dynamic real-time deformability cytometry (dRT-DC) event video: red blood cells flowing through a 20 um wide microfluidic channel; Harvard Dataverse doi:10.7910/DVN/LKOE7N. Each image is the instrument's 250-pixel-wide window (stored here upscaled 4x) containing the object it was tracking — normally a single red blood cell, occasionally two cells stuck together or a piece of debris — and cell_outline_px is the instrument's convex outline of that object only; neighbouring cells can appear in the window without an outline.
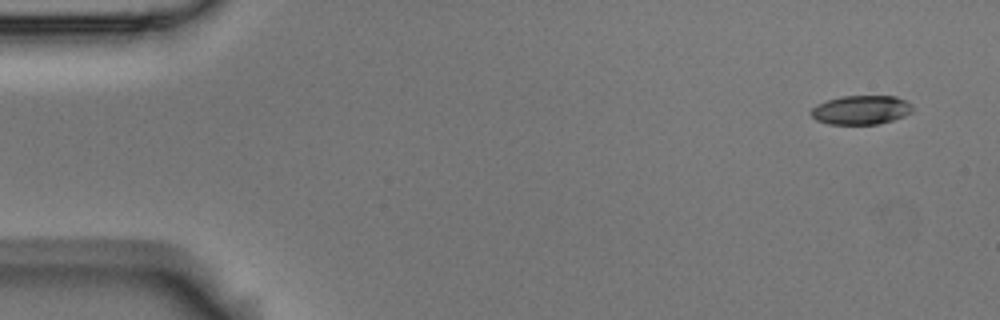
{"species": "Egyptian fruit bat (a non-hibernating species)", "species_latin": "Rousettus aegyptiacus", "temperature_condition": "room temperature", "stored_images_in_passage": 5, "camera_frame_rate_fps": 3000, "um_per_image_px": 0.085, "animal": {"sex": "male"}, "frame": {"image": 1, "passage_image": 1, "time_ms": 0.0, "image_size_px": [1000, 320], "cell_outline_px": [[912, 112], [904, 116], [892, 120], [876, 124], [828, 124], [816, 120], [812, 116], [812, 108], [828, 100], [840, 96], [896, 96], [912, 104]], "centroid_in_image_um": [73.21, 9.34], "position_along_channel_um": 11.8, "area_um2": 16.99}}
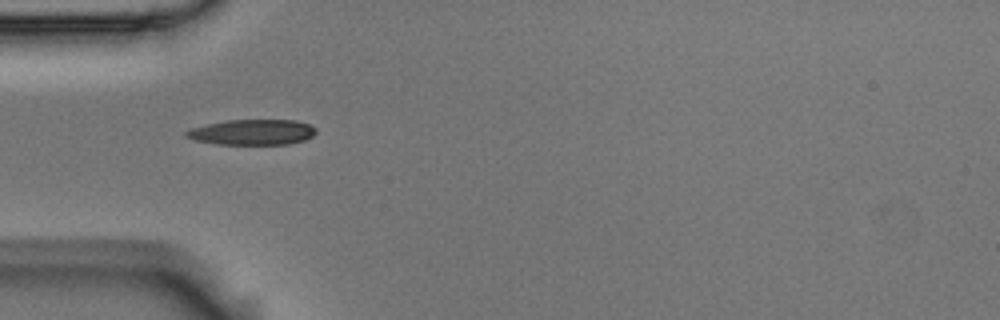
{"frame": {"image": 2, "passage_image": 5, "time_ms": 1.333, "image_size_px": [1000, 320], "cell_outline_px": [[316, 132], [312, 136], [304, 140], [288, 144], [216, 144], [196, 140], [184, 136], [184, 132], [192, 128], [208, 124], [228, 120], [296, 120], [308, 124], [316, 128]], "centroid_in_image_um": [21.45, 11.23], "position_along_channel_um": 63.5, "area_um2": 19.13}}